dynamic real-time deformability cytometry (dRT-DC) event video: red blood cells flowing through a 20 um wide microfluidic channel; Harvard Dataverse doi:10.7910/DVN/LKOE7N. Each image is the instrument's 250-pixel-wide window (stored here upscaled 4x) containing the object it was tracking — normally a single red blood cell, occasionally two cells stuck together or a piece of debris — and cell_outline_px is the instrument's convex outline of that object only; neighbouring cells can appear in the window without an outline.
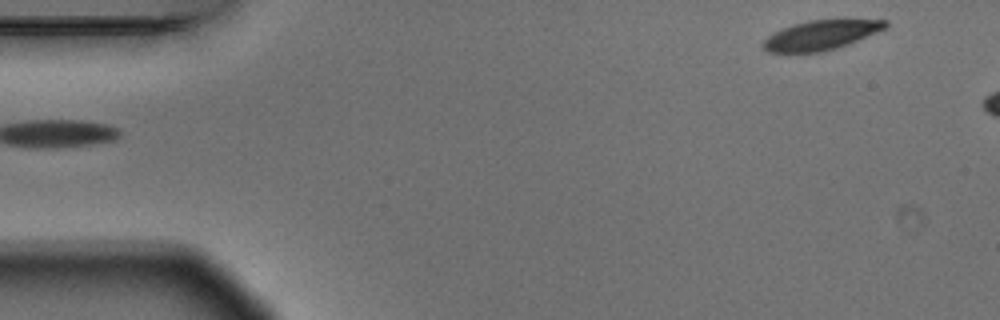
{"species": "Egyptian fruit bat (a non-hibernating species)", "species_latin": "Rousettus aegyptiacus", "temperature_condition": "warm", "stored_images_in_passage": 5, "segment_of_instrument_passage": [2, 2], "camera_frame_rate_fps": 3000, "um_per_image_px": 0.085, "animal": {"sex": "male"}, "frame": {"image": 1, "passage_image": 5, "time_ms": 1.333, "image_size_px": [1000, 320], "cell_outline_px": [[888, 24], [884, 28], [876, 32], [848, 44], [836, 48], [820, 52], [768, 52], [764, 48], [764, 40], [768, 36], [792, 24], [808, 20], [844, 16], [888, 20]], "centroid_in_image_um": [69.89, 2.91], "position_along_channel_um": 15.1, "area_um2": 21.68}}